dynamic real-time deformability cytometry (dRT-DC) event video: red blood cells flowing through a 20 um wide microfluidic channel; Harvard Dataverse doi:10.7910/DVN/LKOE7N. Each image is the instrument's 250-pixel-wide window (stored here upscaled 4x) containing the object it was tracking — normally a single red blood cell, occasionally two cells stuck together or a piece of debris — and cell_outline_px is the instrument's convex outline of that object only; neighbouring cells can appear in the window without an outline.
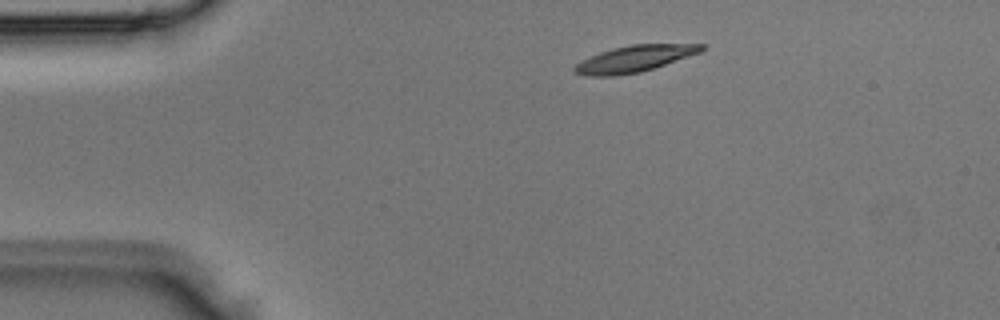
{"species": "Egyptian fruit bat (a non-hibernating species)", "species_latin": "Rousettus aegyptiacus", "temperature_condition": "room temperature", "stored_images_in_passage": 1, "camera_frame_rate_fps": 3000, "um_per_image_px": 0.085, "animal": {"sex": "male"}, "frame": {"image": 1, "passage_image": 1, "time_ms": 0.0, "image_size_px": [1000, 320], "cell_outline_px": [[704, 48], [700, 52], [640, 72], [616, 76], [588, 76], [572, 72], [572, 68], [576, 64], [600, 52], [612, 48], [632, 44], [704, 44]], "centroid_in_image_um": [53.87, 5.0], "position_along_channel_um": 31.1, "area_um2": 19.25}}